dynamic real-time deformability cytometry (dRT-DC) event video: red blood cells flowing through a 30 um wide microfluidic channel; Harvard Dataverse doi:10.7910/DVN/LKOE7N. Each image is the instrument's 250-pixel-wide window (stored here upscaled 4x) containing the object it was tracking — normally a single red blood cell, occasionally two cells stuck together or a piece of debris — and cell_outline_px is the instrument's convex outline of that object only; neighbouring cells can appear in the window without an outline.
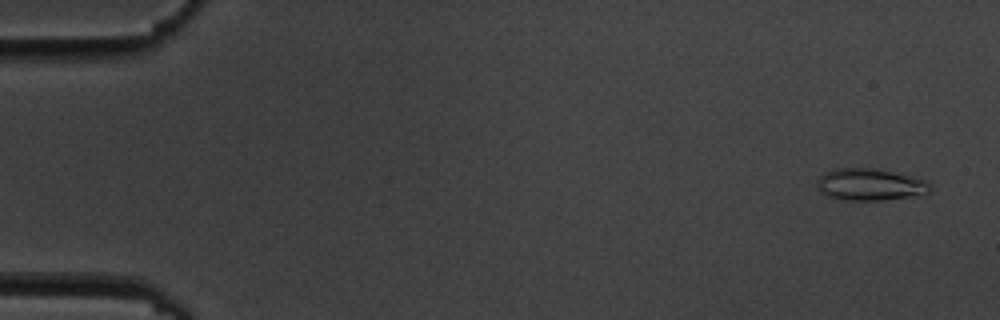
{"species": "common noctule bat (a hibernating species)", "species_latin": "Nyctalus noctula", "temperature_condition": "cold", "stored_images_in_passage": 5, "camera_frame_rate_fps": 3000, "um_per_image_px": 0.085, "animal": {"sex": "male", "body_mass_g": 19.5, "forearm_length_mm": 54.6}, "frame": {"image": 1, "passage_image": 1, "time_ms": 0.0, "image_size_px": [1000, 320], "cell_outline_px": [[932, 188], [924, 196], [884, 200], [840, 200], [828, 196], [820, 192], [816, 184], [816, 180], [824, 172], [832, 168], [876, 168], [928, 180]], "centroid_in_image_um": [73.98, 15.69], "position_along_channel_um": 11.0, "area_um2": 21.62}}